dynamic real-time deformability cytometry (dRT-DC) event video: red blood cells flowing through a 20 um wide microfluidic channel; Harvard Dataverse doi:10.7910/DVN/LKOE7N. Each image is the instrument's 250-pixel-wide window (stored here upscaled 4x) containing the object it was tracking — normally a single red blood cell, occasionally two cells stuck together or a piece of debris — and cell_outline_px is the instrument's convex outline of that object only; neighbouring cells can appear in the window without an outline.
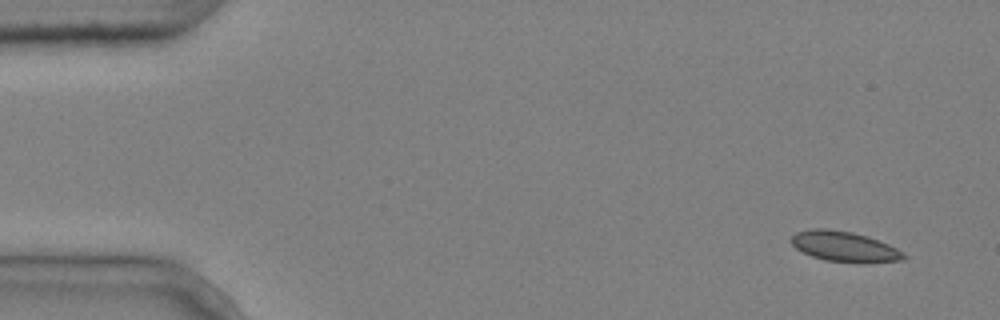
{"species": "common noctule bat (a hibernating species)", "species_latin": "Nyctalus noctula", "temperature_condition": "cold", "stored_images_in_passage": 5, "camera_frame_rate_fps": 3000, "um_per_image_px": 0.085, "animal": {"sex": "male", "body_mass_g": 20.4}, "frame": {"image": 1, "passage_image": 1, "time_ms": 0.0, "image_size_px": [1000, 320], "cell_outline_px": [[908, 256], [904, 260], [864, 264], [824, 260], [812, 256], [796, 248], [788, 240], [796, 232], [812, 228], [828, 228], [852, 232], [888, 244], [904, 252]], "centroid_in_image_um": [71.79, 20.97], "position_along_channel_um": 13.2, "area_um2": 20.11}}
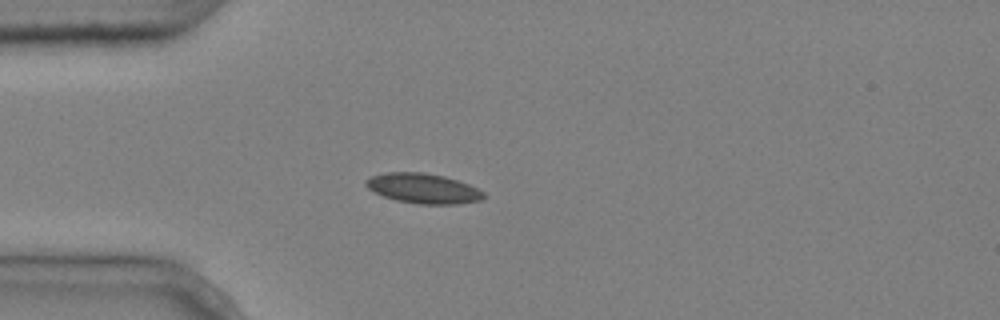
{"frame": {"image": 2, "passage_image": 4, "time_ms": 1.0, "image_size_px": [1000, 320], "cell_outline_px": [[488, 196], [480, 200], [460, 204], [416, 204], [396, 200], [384, 196], [368, 188], [364, 184], [364, 180], [372, 176], [384, 172], [424, 172], [444, 176], [468, 184], [484, 192]], "centroid_in_image_um": [35.98, 16.01], "position_along_channel_um": 49.0, "area_um2": 20.63}}